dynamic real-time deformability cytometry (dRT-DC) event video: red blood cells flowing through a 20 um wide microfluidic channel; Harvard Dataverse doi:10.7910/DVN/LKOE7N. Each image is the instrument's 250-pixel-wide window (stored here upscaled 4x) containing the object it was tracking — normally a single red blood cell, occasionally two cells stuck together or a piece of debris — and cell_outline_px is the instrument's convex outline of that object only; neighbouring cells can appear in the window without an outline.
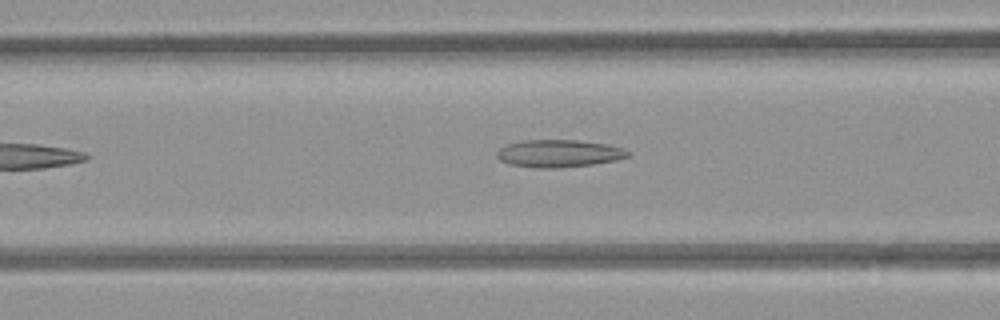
{"species": "common noctule bat (a hibernating species)", "species_latin": "Nyctalus noctula", "temperature_condition": "room temperature", "stored_images_in_passage": 10, "camera_frame_rate_fps": 3000, "um_per_image_px": 0.085, "animal": {"sex": "female", "body_mass_g": 21.9}, "frame": {"image": 1, "passage_image": 7, "time_ms": 2.0, "image_size_px": [1000, 320], "cell_outline_px": [[632, 152], [628, 156], [616, 160], [592, 164], [560, 168], [536, 168], [508, 164], [500, 160], [496, 156], [496, 152], [500, 148], [508, 144], [524, 140], [580, 140], [608, 144], [624, 148]], "centroid_in_image_um": [47.52, 13.04], "position_along_channel_um": 119.1, "area_um2": 21.15}}
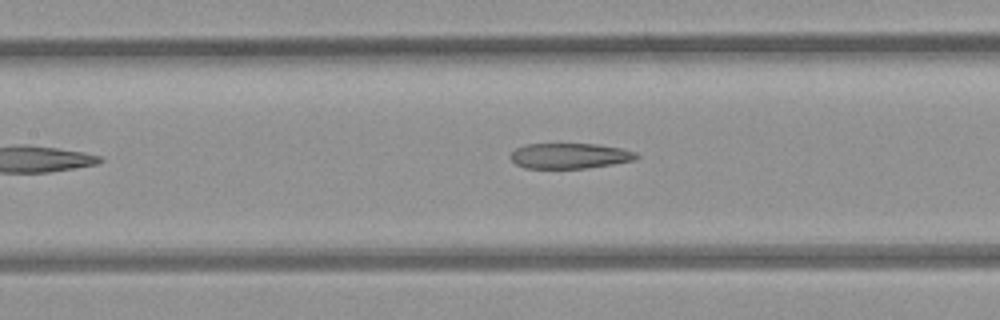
{"frame": {"image": 2, "passage_image": 10, "time_ms": 3.0, "image_size_px": [1000, 320], "cell_outline_px": [[640, 156], [632, 160], [612, 164], [588, 168], [524, 168], [516, 164], [508, 156], [516, 148], [524, 144], [596, 144], [620, 148], [636, 152]], "centroid_in_image_um": [48.39, 13.24], "position_along_channel_um": 159.0, "area_um2": 18.61}}